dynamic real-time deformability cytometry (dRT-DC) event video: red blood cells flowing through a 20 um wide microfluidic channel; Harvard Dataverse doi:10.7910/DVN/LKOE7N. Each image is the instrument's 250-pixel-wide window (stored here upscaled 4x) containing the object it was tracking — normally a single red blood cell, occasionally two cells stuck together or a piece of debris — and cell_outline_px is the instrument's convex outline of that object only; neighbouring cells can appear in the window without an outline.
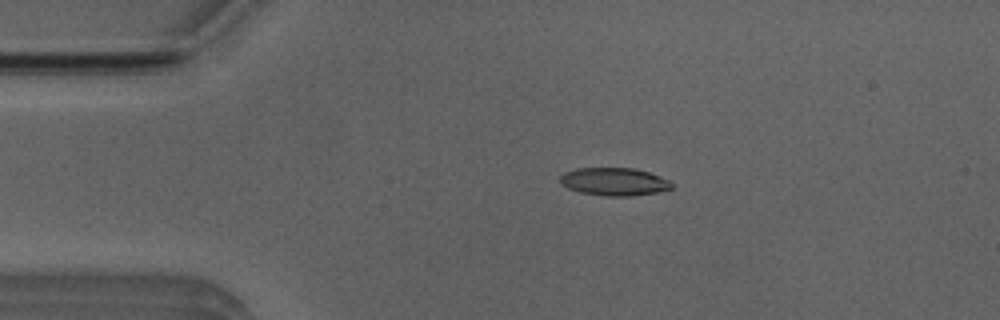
{"species": "Egyptian fruit bat (a non-hibernating species)", "species_latin": "Rousettus aegyptiacus", "temperature_condition": "room temperature", "stored_images_in_passage": 50, "camera_frame_rate_fps": 3000, "um_per_image_px": 0.085, "animal": {"sex": "male"}, "frame": {"image": 1, "passage_image": 9, "time_ms": 2.667, "image_size_px": [1000, 320], "cell_outline_px": [[672, 188], [656, 192], [632, 196], [604, 196], [580, 192], [568, 188], [560, 184], [560, 176], [564, 172], [576, 168], [636, 168], [672, 180]], "centroid_in_image_um": [52.2, 15.44], "position_along_channel_um": 32.8, "area_um2": 18.26}}
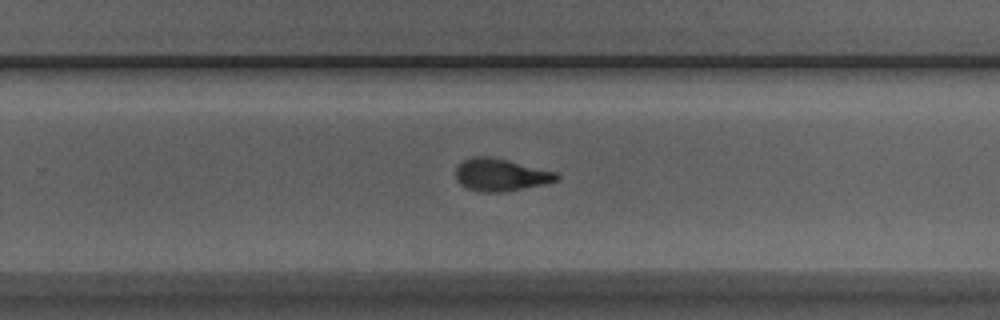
{"frame": {"image": 2, "passage_image": 31, "time_ms": 10.0, "image_size_px": [1000, 320], "cell_outline_px": [[560, 176], [556, 180], [548, 184], [500, 192], [480, 192], [468, 188], [460, 184], [456, 180], [456, 168], [464, 160], [472, 156], [488, 156], [508, 160], [556, 172]], "centroid_in_image_um": [42.56, 14.86], "position_along_channel_um": 287.2, "area_um2": 19.02}}
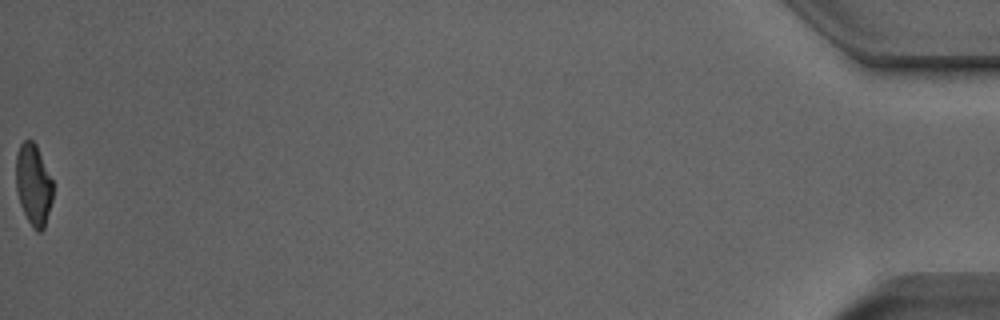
{"frame": {"image": 3, "passage_image": 50, "time_ms": 16.333, "image_size_px": [1000, 320], "cell_outline_px": [[52, 200], [44, 228], [40, 232], [36, 232], [32, 228], [20, 204], [16, 188], [16, 156], [20, 144], [24, 140], [32, 140], [36, 144], [52, 180]], "centroid_in_image_um": [2.83, 15.7], "position_along_channel_um": 432.4, "area_um2": 17.4}, "authors_computed_cell_mechanics": {"area_um2": 18.5827, "velocity_mm_per_s": 4.0158, "shape_relaxation_time_tau1_ms": 4.0284, "shape_relaxation_time_tau2_ms": 1.7898, "deformation_change_tau1": 0.1902, "deformation_change_tau2": 0.1}}